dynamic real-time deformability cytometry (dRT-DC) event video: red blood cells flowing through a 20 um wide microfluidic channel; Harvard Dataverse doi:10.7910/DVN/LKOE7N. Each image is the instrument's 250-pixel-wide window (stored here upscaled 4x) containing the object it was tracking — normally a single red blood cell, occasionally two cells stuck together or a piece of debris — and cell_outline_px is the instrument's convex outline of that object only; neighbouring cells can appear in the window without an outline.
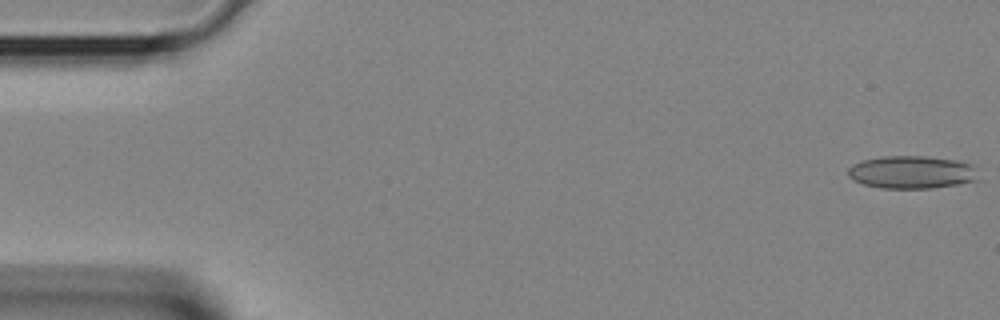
{"species": "Egyptian fruit bat (a non-hibernating species)", "species_latin": "Rousettus aegyptiacus", "temperature_condition": "room temperature", "stored_images_in_passage": 40, "segment_of_instrument_passage": [1, 2], "camera_frame_rate_fps": 3000, "um_per_image_px": 0.085, "animal": {"sex": "female"}, "frame": {"image": 1, "passage_image": 1, "time_ms": 0.0, "image_size_px": [1000, 320], "cell_outline_px": [[980, 180], [932, 188], [880, 188], [864, 184], [848, 176], [848, 168], [852, 164], [860, 160], [880, 156], [924, 156], [956, 160], [968, 164], [972, 168]], "centroid_in_image_um": [77.44, 14.63], "position_along_channel_um": 7.6, "area_um2": 24.74}}
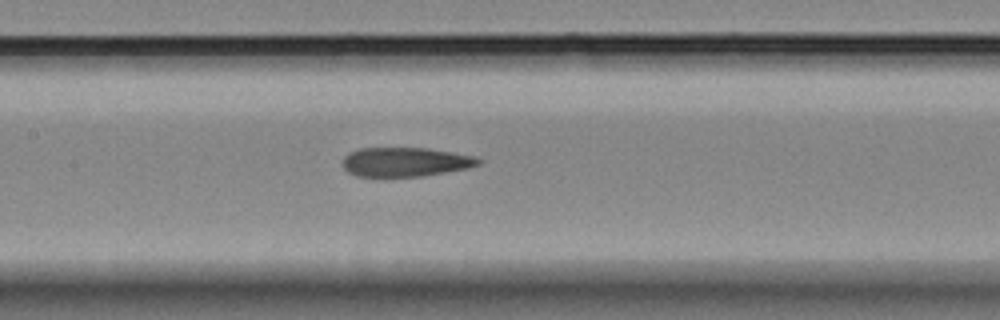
{"frame": {"image": 2, "passage_image": 18, "time_ms": 5.667, "image_size_px": [1000, 320], "cell_outline_px": [[484, 160], [480, 164], [468, 168], [420, 176], [356, 176], [348, 172], [344, 168], [344, 156], [348, 152], [360, 148], [428, 148], [476, 156]], "centroid_in_image_um": [34.48, 13.75], "position_along_channel_um": 172.9, "area_um2": 23.06}}
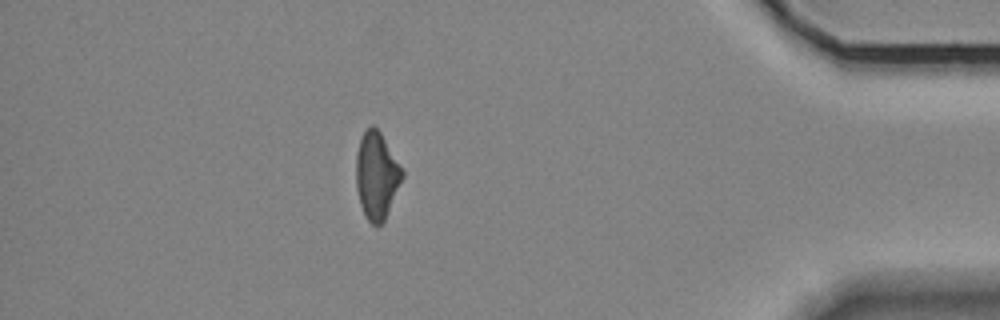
{"frame": {"image": 3, "passage_image": 34, "time_ms": 11.0, "image_size_px": [1000, 320], "cell_outline_px": [[404, 176], [384, 220], [380, 224], [372, 224], [364, 216], [360, 204], [356, 188], [356, 152], [360, 140], [364, 132], [372, 124], [380, 132], [404, 168]], "centroid_in_image_um": [32.02, 14.91], "position_along_channel_um": 403.2, "area_um2": 23.47}}